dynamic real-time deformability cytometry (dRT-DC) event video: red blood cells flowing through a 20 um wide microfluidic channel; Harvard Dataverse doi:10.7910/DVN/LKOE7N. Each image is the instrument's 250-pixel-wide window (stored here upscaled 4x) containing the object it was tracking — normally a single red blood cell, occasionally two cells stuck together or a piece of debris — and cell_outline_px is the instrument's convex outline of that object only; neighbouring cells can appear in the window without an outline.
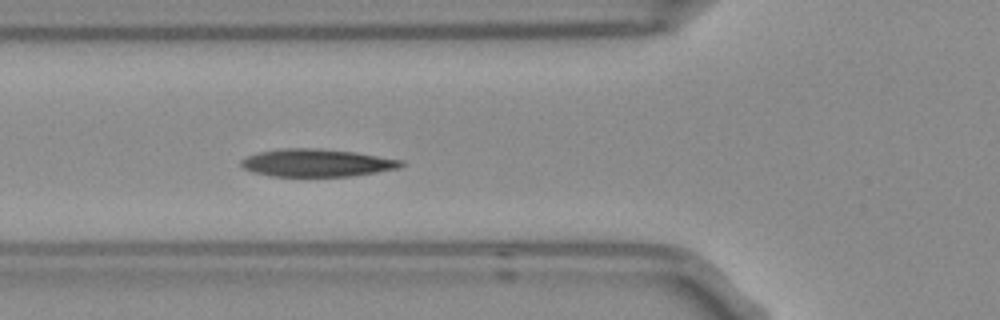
{"species": "Egyptian fruit bat (a non-hibernating species)", "species_latin": "Rousettus aegyptiacus", "temperature_condition": "room temperature", "stored_images_in_passage": 5, "camera_frame_rate_fps": 3000, "um_per_image_px": 0.085, "frame": {"image": 1, "passage_image": 5, "time_ms": 1.333, "image_size_px": [1000, 320], "cell_outline_px": [[404, 164], [400, 168], [352, 176], [272, 176], [252, 172], [244, 168], [240, 164], [240, 160], [248, 156], [260, 152], [284, 148], [320, 148], [356, 152], [404, 160]], "centroid_in_image_um": [26.96, 13.84], "position_along_channel_um": 98.8, "area_um2": 25.84}}